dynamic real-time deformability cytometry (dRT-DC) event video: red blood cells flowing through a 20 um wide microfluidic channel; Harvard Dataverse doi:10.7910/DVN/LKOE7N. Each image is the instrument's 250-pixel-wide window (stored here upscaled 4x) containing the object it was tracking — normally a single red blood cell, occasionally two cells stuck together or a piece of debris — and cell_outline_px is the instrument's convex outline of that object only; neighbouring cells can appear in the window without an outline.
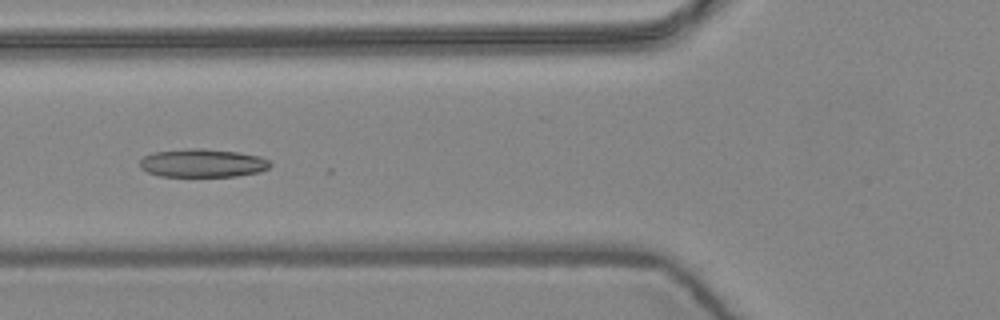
{"species": "common noctule bat (a hibernating species)", "species_latin": "Nyctalus noctula", "temperature_condition": "warm", "stored_images_in_passage": 15, "camera_frame_rate_fps": 3000, "um_per_image_px": 0.085, "animal": {"sex": "female", "body_mass_g": 24.6, "forearm_length_mm": 56.2}, "frame": {"image": 1, "passage_image": 6, "time_ms": 1.667, "image_size_px": [1000, 320], "cell_outline_px": [[272, 164], [268, 168], [260, 172], [236, 176], [160, 176], [148, 172], [140, 168], [140, 160], [144, 156], [152, 152], [188, 148], [204, 148], [240, 152], [260, 156], [268, 160]], "centroid_in_image_um": [17.22, 13.85], "position_along_channel_um": 108.6, "area_um2": 21.68}}
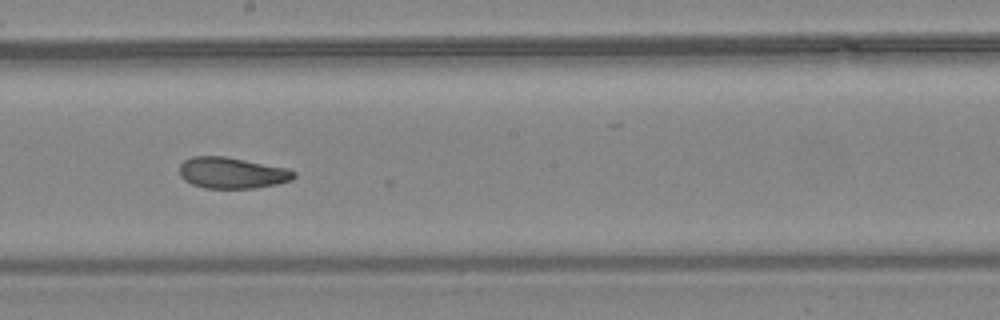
{"frame": {"image": 2, "passage_image": 9, "time_ms": 2.667, "image_size_px": [1000, 320], "cell_outline_px": [[296, 176], [292, 180], [276, 184], [256, 188], [204, 188], [192, 184], [184, 180], [180, 176], [180, 164], [184, 160], [192, 156], [224, 156], [288, 168], [296, 172]], "centroid_in_image_um": [19.72, 14.69], "position_along_channel_um": 228.5, "area_um2": 20.87}}
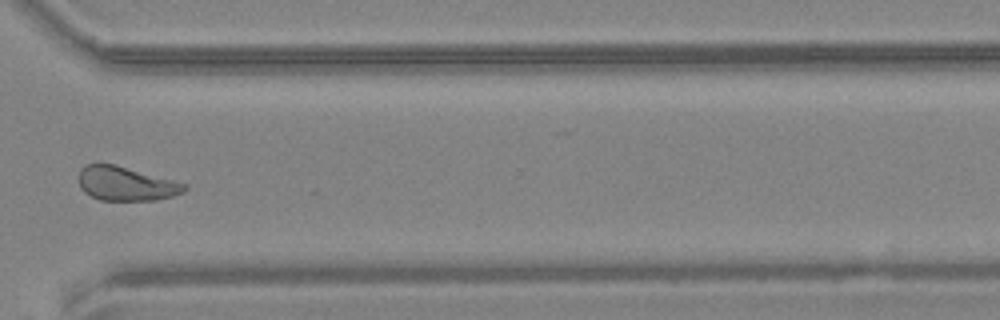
{"frame": {"image": 3, "passage_image": 12, "time_ms": 3.667, "image_size_px": [1000, 320], "cell_outline_px": [[188, 188], [184, 192], [172, 196], [156, 200], [100, 200], [84, 192], [80, 188], [80, 168], [84, 164], [116, 164], [188, 184]], "centroid_in_image_um": [10.73, 15.61], "position_along_channel_um": 359.9, "area_um2": 21.04}}